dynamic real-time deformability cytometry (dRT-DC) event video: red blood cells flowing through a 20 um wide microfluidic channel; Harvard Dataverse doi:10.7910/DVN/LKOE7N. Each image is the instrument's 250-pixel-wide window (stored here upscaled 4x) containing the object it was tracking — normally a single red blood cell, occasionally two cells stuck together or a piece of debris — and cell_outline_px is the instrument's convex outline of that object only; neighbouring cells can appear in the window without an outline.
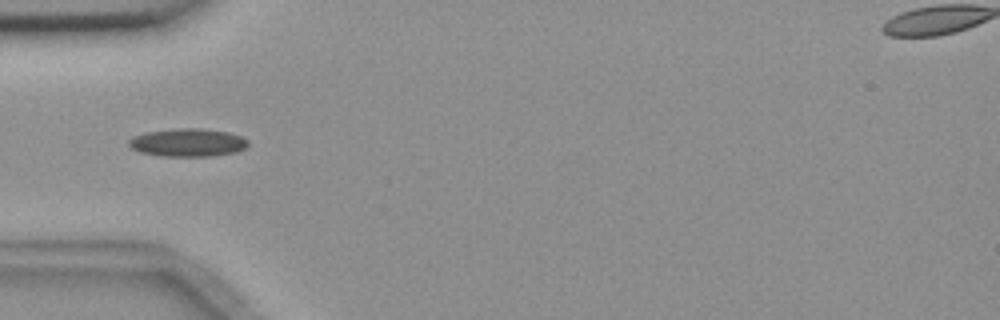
{"species": "common noctule bat (a hibernating species)", "species_latin": "Nyctalus noctula", "temperature_condition": "room temperature", "stored_images_in_passage": 6, "camera_frame_rate_fps": 3000, "um_per_image_px": 0.085, "animal": {"sex": "female", "body_mass_g": 18.4}, "frame": {"image": 1, "passage_image": 4, "time_ms": 3.667, "image_size_px": [1000, 320], "cell_outline_px": [[248, 144], [244, 148], [236, 152], [212, 156], [160, 156], [140, 152], [132, 148], [128, 144], [128, 140], [132, 136], [144, 132], [176, 128], [200, 128], [228, 132], [240, 136], [248, 140]], "centroid_in_image_um": [15.93, 12.11], "position_along_channel_um": 69.1, "area_um2": 19.59}}
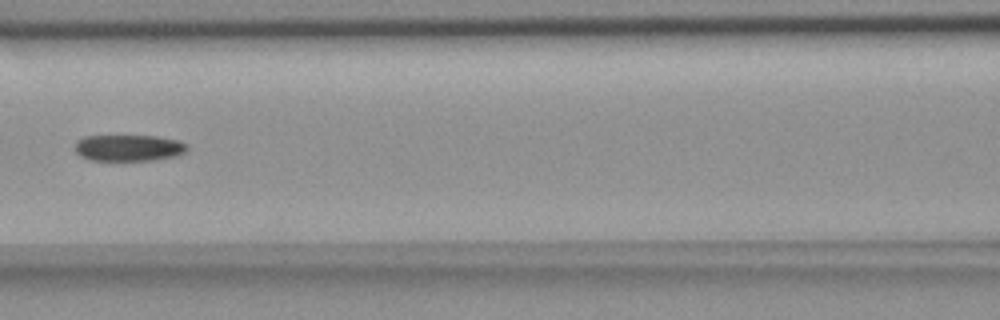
{"frame": {"image": 2, "passage_image": 6, "time_ms": 6.0, "image_size_px": [1000, 320], "cell_outline_px": [[188, 148], [184, 152], [172, 156], [152, 160], [92, 160], [80, 156], [76, 152], [76, 140], [84, 136], [156, 136], [180, 140], [188, 144]], "centroid_in_image_um": [10.93, 12.55], "position_along_channel_um": 155.7, "area_um2": 17.17}}